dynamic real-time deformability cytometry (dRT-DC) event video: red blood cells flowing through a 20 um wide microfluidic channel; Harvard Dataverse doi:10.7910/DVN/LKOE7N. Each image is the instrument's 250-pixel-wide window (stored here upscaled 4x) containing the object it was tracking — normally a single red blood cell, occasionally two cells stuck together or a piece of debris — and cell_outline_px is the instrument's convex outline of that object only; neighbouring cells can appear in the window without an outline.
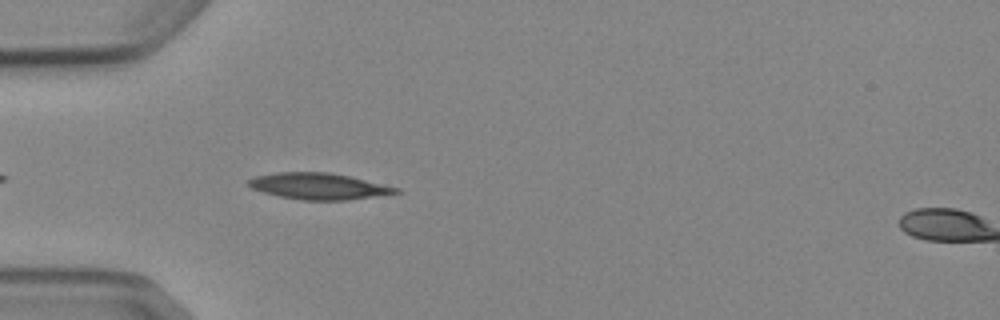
{"species": "Egyptian fruit bat (a non-hibernating species)", "species_latin": "Rousettus aegyptiacus", "temperature_condition": "cold", "stored_images_in_passage": 5, "segment_of_instrument_passage": [1, 2], "camera_frame_rate_fps": 3000, "um_per_image_px": 0.085, "animal": {"sex": "female"}, "frame": {"image": 1, "passage_image": 4, "time_ms": 4.333, "image_size_px": [1000, 320], "cell_outline_px": [[400, 192], [344, 200], [304, 200], [280, 196], [264, 192], [252, 188], [248, 184], [248, 180], [252, 176], [276, 172], [328, 172], [348, 176], [400, 188]], "centroid_in_image_um": [27.03, 15.81], "position_along_channel_um": 58.0, "area_um2": 22.25}}